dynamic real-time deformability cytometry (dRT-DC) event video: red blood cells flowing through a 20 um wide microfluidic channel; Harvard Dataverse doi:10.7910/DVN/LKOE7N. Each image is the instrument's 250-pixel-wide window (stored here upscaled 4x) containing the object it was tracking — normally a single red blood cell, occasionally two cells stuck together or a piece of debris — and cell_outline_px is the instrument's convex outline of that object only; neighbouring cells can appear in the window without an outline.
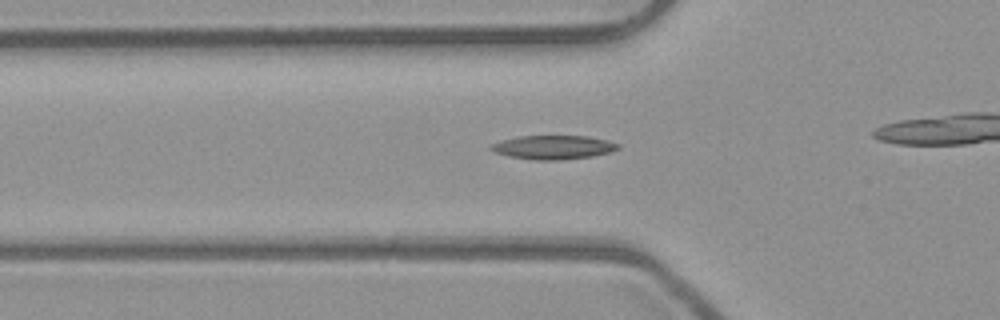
{"species": "common noctule bat (a hibernating species)", "species_latin": "Nyctalus noctula", "temperature_condition": "room temperature", "stored_images_in_passage": 42, "camera_frame_rate_fps": 3000, "um_per_image_px": 0.085, "animal": {"sex": "male", "body_mass_g": 23.1, "forearm_length_mm": 52.7}, "frame": {"image": 1, "passage_image": 19, "time_ms": 6.0, "image_size_px": [1000, 320], "cell_outline_px": [[620, 148], [612, 152], [592, 156], [560, 160], [532, 160], [508, 156], [496, 152], [488, 148], [492, 144], [500, 140], [520, 136], [588, 136], [608, 140], [620, 144]], "centroid_in_image_um": [47.05, 12.52], "position_along_channel_um": 78.7, "area_um2": 17.8}}
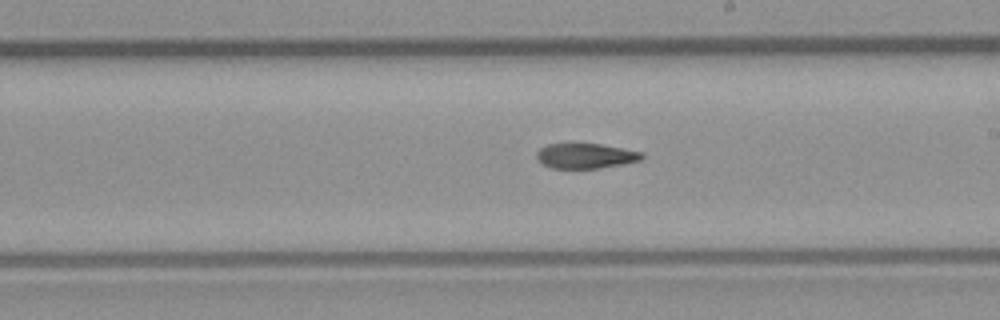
{"frame": {"image": 2, "passage_image": 31, "time_ms": 10.0, "image_size_px": [1000, 320], "cell_outline_px": [[644, 156], [640, 160], [624, 164], [600, 168], [552, 168], [544, 164], [536, 156], [536, 152], [540, 148], [548, 144], [600, 144], [644, 152]], "centroid_in_image_um": [49.81, 13.25], "position_along_channel_um": 239.2, "area_um2": 15.26}}
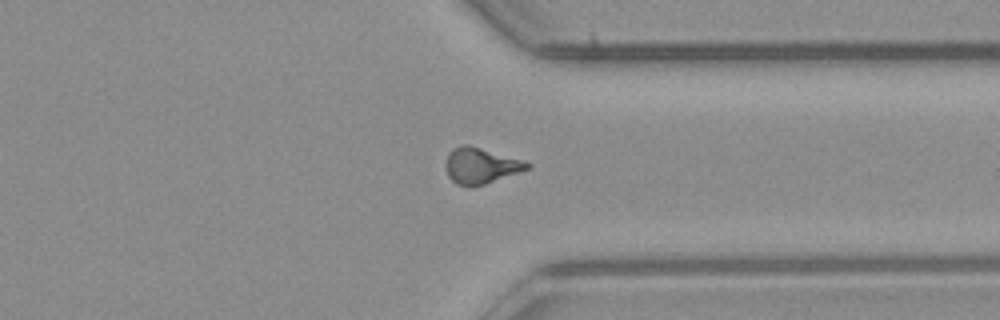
{"frame": {"image": 3, "passage_image": 41, "time_ms": 13.333, "image_size_px": [1000, 320], "cell_outline_px": [[532, 164], [528, 168], [484, 184], [472, 188], [468, 188], [456, 184], [448, 176], [448, 152], [452, 148], [460, 144], [468, 144], [524, 160]], "centroid_in_image_um": [40.85, 14.08], "position_along_channel_um": 370.5, "area_um2": 16.88}}